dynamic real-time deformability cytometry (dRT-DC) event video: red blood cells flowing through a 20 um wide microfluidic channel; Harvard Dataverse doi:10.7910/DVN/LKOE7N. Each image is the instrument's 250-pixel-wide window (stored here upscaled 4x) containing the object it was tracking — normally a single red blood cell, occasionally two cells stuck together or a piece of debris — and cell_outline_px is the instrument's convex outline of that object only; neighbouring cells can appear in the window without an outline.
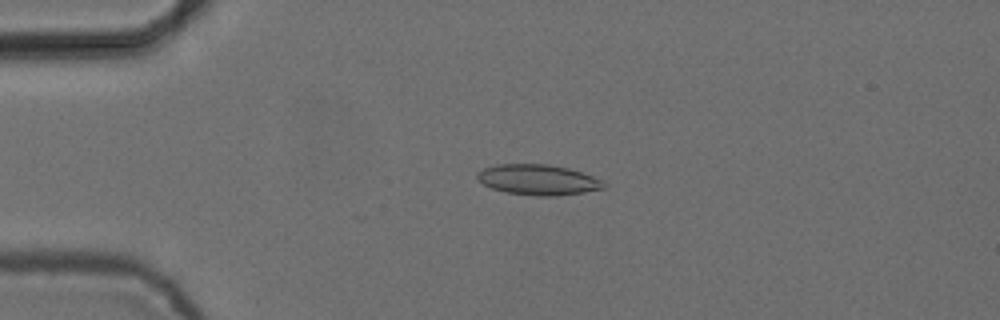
{"species": "common noctule bat (a hibernating species)", "species_latin": "Nyctalus noctula", "temperature_condition": "cold", "stored_images_in_passage": 2, "camera_frame_rate_fps": 3000, "um_per_image_px": 0.085, "animal": {"sex": "female", "body_mass_g": 24.6, "forearm_length_mm": 56.2}, "frame": {"image": 1, "passage_image": 1, "time_ms": 0.0, "image_size_px": [1000, 320], "cell_outline_px": [[608, 188], [584, 192], [556, 196], [540, 196], [508, 192], [492, 188], [484, 184], [476, 176], [476, 172], [484, 168], [496, 164], [548, 164], [568, 168], [604, 180], [608, 184]], "centroid_in_image_um": [45.79, 15.27], "position_along_channel_um": 39.2, "area_um2": 22.48}}